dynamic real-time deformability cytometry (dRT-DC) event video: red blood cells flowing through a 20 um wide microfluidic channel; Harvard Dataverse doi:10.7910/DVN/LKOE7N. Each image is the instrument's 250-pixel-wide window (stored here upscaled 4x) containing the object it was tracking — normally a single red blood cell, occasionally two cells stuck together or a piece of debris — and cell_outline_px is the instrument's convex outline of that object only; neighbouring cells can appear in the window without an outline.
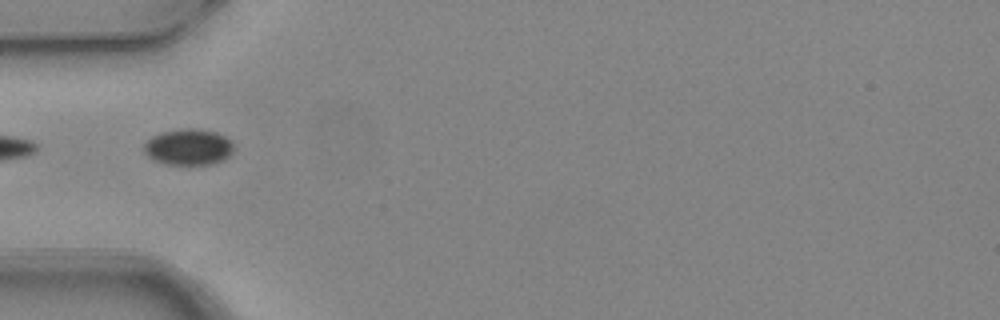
{"species": "common noctule bat (a hibernating species)", "species_latin": "Nyctalus noctula", "temperature_condition": "warm", "stored_images_in_passage": 4, "camera_frame_rate_fps": 3000, "um_per_image_px": 0.085, "animal": {"sex": "female", "body_mass_g": 24.6, "forearm_length_mm": 56.2}, "frame": {"image": 1, "passage_image": 4, "time_ms": 1.0, "image_size_px": [1000, 320], "cell_outline_px": [[236, 148], [224, 160], [212, 164], [164, 164], [152, 160], [144, 152], [144, 144], [152, 136], [164, 132], [180, 128], [192, 128], [216, 132], [232, 140]], "centroid_in_image_um": [16.05, 12.5], "position_along_channel_um": 69.0, "area_um2": 19.07}}